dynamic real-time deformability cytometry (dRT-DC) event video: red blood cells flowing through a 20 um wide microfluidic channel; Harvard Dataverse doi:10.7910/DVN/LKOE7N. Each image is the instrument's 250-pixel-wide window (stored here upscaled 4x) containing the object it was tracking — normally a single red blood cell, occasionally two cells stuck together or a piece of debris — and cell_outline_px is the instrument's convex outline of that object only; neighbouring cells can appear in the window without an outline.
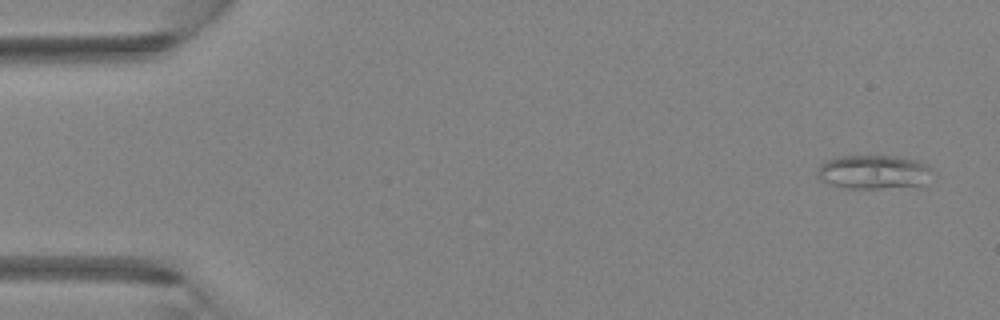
{"species": "Egyptian fruit bat (a non-hibernating species)", "species_latin": "Rousettus aegyptiacus", "temperature_condition": "room temperature", "stored_images_in_passage": 4, "camera_frame_rate_fps": 3000, "um_per_image_px": 0.085, "animal": {"sex": "female"}, "frame": {"image": 1, "passage_image": 1, "time_ms": 0.0, "image_size_px": [1000, 320], "cell_outline_px": [[936, 172], [924, 184], [880, 188], [844, 188], [820, 180], [816, 176], [816, 172], [820, 164], [824, 160], [840, 156], [896, 156], [912, 160], [924, 164], [932, 168]], "centroid_in_image_um": [74.23, 14.61], "position_along_channel_um": 10.8, "area_um2": 22.77}}